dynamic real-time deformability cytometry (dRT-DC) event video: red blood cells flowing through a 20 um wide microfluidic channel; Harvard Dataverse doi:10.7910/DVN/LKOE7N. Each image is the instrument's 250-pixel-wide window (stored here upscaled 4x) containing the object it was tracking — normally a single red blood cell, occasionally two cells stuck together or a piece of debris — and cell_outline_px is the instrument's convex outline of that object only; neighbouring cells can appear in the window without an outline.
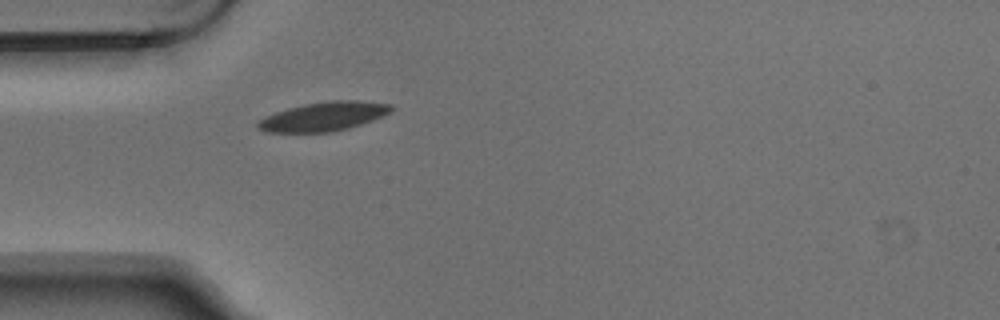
{"species": "Egyptian fruit bat (a non-hibernating species)", "species_latin": "Rousettus aegyptiacus", "temperature_condition": "warm", "stored_images_in_passage": 1, "camera_frame_rate_fps": 3000, "um_per_image_px": 0.085, "animal": {"sex": "male"}, "frame": {"image": 1, "passage_image": 1, "time_ms": 0.0, "image_size_px": [1000, 320], "cell_outline_px": [[396, 108], [392, 112], [384, 116], [348, 128], [328, 132], [264, 132], [256, 128], [256, 124], [264, 116], [288, 108], [304, 104], [332, 100], [360, 100], [392, 104]], "centroid_in_image_um": [27.54, 9.89], "position_along_channel_um": 57.5, "area_um2": 22.72}}